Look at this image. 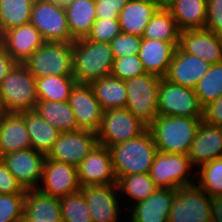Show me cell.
<instances>
[{
  "mask_svg": "<svg viewBox=\"0 0 222 222\" xmlns=\"http://www.w3.org/2000/svg\"><path fill=\"white\" fill-rule=\"evenodd\" d=\"M202 118L158 115L148 125L157 151L188 155Z\"/></svg>",
  "mask_w": 222,
  "mask_h": 222,
  "instance_id": "6da1fadb",
  "label": "cell"
},
{
  "mask_svg": "<svg viewBox=\"0 0 222 222\" xmlns=\"http://www.w3.org/2000/svg\"><path fill=\"white\" fill-rule=\"evenodd\" d=\"M114 57L110 43L88 40L73 42V77L77 83L90 84L111 74Z\"/></svg>",
  "mask_w": 222,
  "mask_h": 222,
  "instance_id": "7a4b0ae2",
  "label": "cell"
},
{
  "mask_svg": "<svg viewBox=\"0 0 222 222\" xmlns=\"http://www.w3.org/2000/svg\"><path fill=\"white\" fill-rule=\"evenodd\" d=\"M116 177L149 173L157 148L147 129L140 136L109 147Z\"/></svg>",
  "mask_w": 222,
  "mask_h": 222,
  "instance_id": "3957f363",
  "label": "cell"
},
{
  "mask_svg": "<svg viewBox=\"0 0 222 222\" xmlns=\"http://www.w3.org/2000/svg\"><path fill=\"white\" fill-rule=\"evenodd\" d=\"M3 106L7 112L34 110L38 101L36 78L17 63L0 84Z\"/></svg>",
  "mask_w": 222,
  "mask_h": 222,
  "instance_id": "277c9868",
  "label": "cell"
},
{
  "mask_svg": "<svg viewBox=\"0 0 222 222\" xmlns=\"http://www.w3.org/2000/svg\"><path fill=\"white\" fill-rule=\"evenodd\" d=\"M196 168L188 155L157 152L149 176L160 189H178L195 184Z\"/></svg>",
  "mask_w": 222,
  "mask_h": 222,
  "instance_id": "5b68a950",
  "label": "cell"
},
{
  "mask_svg": "<svg viewBox=\"0 0 222 222\" xmlns=\"http://www.w3.org/2000/svg\"><path fill=\"white\" fill-rule=\"evenodd\" d=\"M73 42H45L23 65L35 78L73 76Z\"/></svg>",
  "mask_w": 222,
  "mask_h": 222,
  "instance_id": "8992f818",
  "label": "cell"
},
{
  "mask_svg": "<svg viewBox=\"0 0 222 222\" xmlns=\"http://www.w3.org/2000/svg\"><path fill=\"white\" fill-rule=\"evenodd\" d=\"M161 77L144 73L124 81L126 108L145 125L158 116V91Z\"/></svg>",
  "mask_w": 222,
  "mask_h": 222,
  "instance_id": "52a82bcc",
  "label": "cell"
},
{
  "mask_svg": "<svg viewBox=\"0 0 222 222\" xmlns=\"http://www.w3.org/2000/svg\"><path fill=\"white\" fill-rule=\"evenodd\" d=\"M148 126L135 117L127 108L110 109L103 112L97 133L99 144L115 146L140 136Z\"/></svg>",
  "mask_w": 222,
  "mask_h": 222,
  "instance_id": "ba28073f",
  "label": "cell"
},
{
  "mask_svg": "<svg viewBox=\"0 0 222 222\" xmlns=\"http://www.w3.org/2000/svg\"><path fill=\"white\" fill-rule=\"evenodd\" d=\"M158 115L202 118L203 107L194 89L174 84L163 77L158 91Z\"/></svg>",
  "mask_w": 222,
  "mask_h": 222,
  "instance_id": "9c48e42d",
  "label": "cell"
},
{
  "mask_svg": "<svg viewBox=\"0 0 222 222\" xmlns=\"http://www.w3.org/2000/svg\"><path fill=\"white\" fill-rule=\"evenodd\" d=\"M168 222H212L211 197L196 184L176 189Z\"/></svg>",
  "mask_w": 222,
  "mask_h": 222,
  "instance_id": "30bf717a",
  "label": "cell"
},
{
  "mask_svg": "<svg viewBox=\"0 0 222 222\" xmlns=\"http://www.w3.org/2000/svg\"><path fill=\"white\" fill-rule=\"evenodd\" d=\"M30 23L41 33L45 42H74L71 37L64 6L48 0H35Z\"/></svg>",
  "mask_w": 222,
  "mask_h": 222,
  "instance_id": "8fae6325",
  "label": "cell"
},
{
  "mask_svg": "<svg viewBox=\"0 0 222 222\" xmlns=\"http://www.w3.org/2000/svg\"><path fill=\"white\" fill-rule=\"evenodd\" d=\"M81 191L91 213L92 222L126 221V212H123L125 208L120 200L117 184L84 186Z\"/></svg>",
  "mask_w": 222,
  "mask_h": 222,
  "instance_id": "7c38bea8",
  "label": "cell"
},
{
  "mask_svg": "<svg viewBox=\"0 0 222 222\" xmlns=\"http://www.w3.org/2000/svg\"><path fill=\"white\" fill-rule=\"evenodd\" d=\"M97 144V133L90 130L61 133L47 157L78 167Z\"/></svg>",
  "mask_w": 222,
  "mask_h": 222,
  "instance_id": "4fadbf2b",
  "label": "cell"
},
{
  "mask_svg": "<svg viewBox=\"0 0 222 222\" xmlns=\"http://www.w3.org/2000/svg\"><path fill=\"white\" fill-rule=\"evenodd\" d=\"M37 189L59 199L81 190L77 167L46 156L42 179Z\"/></svg>",
  "mask_w": 222,
  "mask_h": 222,
  "instance_id": "5bb4252c",
  "label": "cell"
},
{
  "mask_svg": "<svg viewBox=\"0 0 222 222\" xmlns=\"http://www.w3.org/2000/svg\"><path fill=\"white\" fill-rule=\"evenodd\" d=\"M9 172L25 190L37 189L42 179L46 155L33 148L1 156Z\"/></svg>",
  "mask_w": 222,
  "mask_h": 222,
  "instance_id": "9a60e30c",
  "label": "cell"
},
{
  "mask_svg": "<svg viewBox=\"0 0 222 222\" xmlns=\"http://www.w3.org/2000/svg\"><path fill=\"white\" fill-rule=\"evenodd\" d=\"M81 187L117 184L108 147L97 144L77 167Z\"/></svg>",
  "mask_w": 222,
  "mask_h": 222,
  "instance_id": "2e32d148",
  "label": "cell"
},
{
  "mask_svg": "<svg viewBox=\"0 0 222 222\" xmlns=\"http://www.w3.org/2000/svg\"><path fill=\"white\" fill-rule=\"evenodd\" d=\"M79 129L97 132L101 125L103 109L95 98L90 84L76 83L68 99Z\"/></svg>",
  "mask_w": 222,
  "mask_h": 222,
  "instance_id": "e0dca14e",
  "label": "cell"
},
{
  "mask_svg": "<svg viewBox=\"0 0 222 222\" xmlns=\"http://www.w3.org/2000/svg\"><path fill=\"white\" fill-rule=\"evenodd\" d=\"M44 43L41 33L31 23L13 27L0 35V45L21 64Z\"/></svg>",
  "mask_w": 222,
  "mask_h": 222,
  "instance_id": "ac0fdd59",
  "label": "cell"
},
{
  "mask_svg": "<svg viewBox=\"0 0 222 222\" xmlns=\"http://www.w3.org/2000/svg\"><path fill=\"white\" fill-rule=\"evenodd\" d=\"M178 47L211 65L222 62V36L206 29L180 31Z\"/></svg>",
  "mask_w": 222,
  "mask_h": 222,
  "instance_id": "d6986e66",
  "label": "cell"
},
{
  "mask_svg": "<svg viewBox=\"0 0 222 222\" xmlns=\"http://www.w3.org/2000/svg\"><path fill=\"white\" fill-rule=\"evenodd\" d=\"M175 197V189L158 188L146 200L132 205L126 211L128 222H168ZM127 222V221H126Z\"/></svg>",
  "mask_w": 222,
  "mask_h": 222,
  "instance_id": "ffe728a7",
  "label": "cell"
},
{
  "mask_svg": "<svg viewBox=\"0 0 222 222\" xmlns=\"http://www.w3.org/2000/svg\"><path fill=\"white\" fill-rule=\"evenodd\" d=\"M210 65L195 55L183 52L177 46L164 78L174 84L195 89L197 83L209 70Z\"/></svg>",
  "mask_w": 222,
  "mask_h": 222,
  "instance_id": "44dd1931",
  "label": "cell"
},
{
  "mask_svg": "<svg viewBox=\"0 0 222 222\" xmlns=\"http://www.w3.org/2000/svg\"><path fill=\"white\" fill-rule=\"evenodd\" d=\"M188 157L196 169L206 162L222 158V127L202 120L195 140L191 143Z\"/></svg>",
  "mask_w": 222,
  "mask_h": 222,
  "instance_id": "7402d4cb",
  "label": "cell"
},
{
  "mask_svg": "<svg viewBox=\"0 0 222 222\" xmlns=\"http://www.w3.org/2000/svg\"><path fill=\"white\" fill-rule=\"evenodd\" d=\"M179 42L142 38L139 59L146 73L165 77Z\"/></svg>",
  "mask_w": 222,
  "mask_h": 222,
  "instance_id": "603a6c76",
  "label": "cell"
},
{
  "mask_svg": "<svg viewBox=\"0 0 222 222\" xmlns=\"http://www.w3.org/2000/svg\"><path fill=\"white\" fill-rule=\"evenodd\" d=\"M160 7L153 0H129L119 12L121 32L142 37L145 27Z\"/></svg>",
  "mask_w": 222,
  "mask_h": 222,
  "instance_id": "cb8c5ba5",
  "label": "cell"
},
{
  "mask_svg": "<svg viewBox=\"0 0 222 222\" xmlns=\"http://www.w3.org/2000/svg\"><path fill=\"white\" fill-rule=\"evenodd\" d=\"M31 148L24 117L19 112H7L0 117V157Z\"/></svg>",
  "mask_w": 222,
  "mask_h": 222,
  "instance_id": "d4e9b609",
  "label": "cell"
},
{
  "mask_svg": "<svg viewBox=\"0 0 222 222\" xmlns=\"http://www.w3.org/2000/svg\"><path fill=\"white\" fill-rule=\"evenodd\" d=\"M22 221L62 222L60 199L38 189L26 190Z\"/></svg>",
  "mask_w": 222,
  "mask_h": 222,
  "instance_id": "484cf974",
  "label": "cell"
},
{
  "mask_svg": "<svg viewBox=\"0 0 222 222\" xmlns=\"http://www.w3.org/2000/svg\"><path fill=\"white\" fill-rule=\"evenodd\" d=\"M180 31L204 29L207 0H173L166 6Z\"/></svg>",
  "mask_w": 222,
  "mask_h": 222,
  "instance_id": "4316f807",
  "label": "cell"
},
{
  "mask_svg": "<svg viewBox=\"0 0 222 222\" xmlns=\"http://www.w3.org/2000/svg\"><path fill=\"white\" fill-rule=\"evenodd\" d=\"M20 113L24 117L31 148L47 156L61 132L44 120L35 110Z\"/></svg>",
  "mask_w": 222,
  "mask_h": 222,
  "instance_id": "83f0119b",
  "label": "cell"
},
{
  "mask_svg": "<svg viewBox=\"0 0 222 222\" xmlns=\"http://www.w3.org/2000/svg\"><path fill=\"white\" fill-rule=\"evenodd\" d=\"M94 0H74L65 6L68 28L74 40L87 37L96 17Z\"/></svg>",
  "mask_w": 222,
  "mask_h": 222,
  "instance_id": "f1b7e54d",
  "label": "cell"
},
{
  "mask_svg": "<svg viewBox=\"0 0 222 222\" xmlns=\"http://www.w3.org/2000/svg\"><path fill=\"white\" fill-rule=\"evenodd\" d=\"M116 179L120 198L122 203L124 202V208H126L124 212H126L132 205L146 200L158 189L149 176V173L132 174L129 176L116 177Z\"/></svg>",
  "mask_w": 222,
  "mask_h": 222,
  "instance_id": "f546056e",
  "label": "cell"
},
{
  "mask_svg": "<svg viewBox=\"0 0 222 222\" xmlns=\"http://www.w3.org/2000/svg\"><path fill=\"white\" fill-rule=\"evenodd\" d=\"M103 111L126 108L127 89L124 81L108 75L90 83Z\"/></svg>",
  "mask_w": 222,
  "mask_h": 222,
  "instance_id": "4dcf8cb0",
  "label": "cell"
},
{
  "mask_svg": "<svg viewBox=\"0 0 222 222\" xmlns=\"http://www.w3.org/2000/svg\"><path fill=\"white\" fill-rule=\"evenodd\" d=\"M34 110L61 133L79 130L68 101L38 100Z\"/></svg>",
  "mask_w": 222,
  "mask_h": 222,
  "instance_id": "1f68e13d",
  "label": "cell"
},
{
  "mask_svg": "<svg viewBox=\"0 0 222 222\" xmlns=\"http://www.w3.org/2000/svg\"><path fill=\"white\" fill-rule=\"evenodd\" d=\"M76 83L73 76L50 75L36 78L38 100L68 101Z\"/></svg>",
  "mask_w": 222,
  "mask_h": 222,
  "instance_id": "d6a6232c",
  "label": "cell"
},
{
  "mask_svg": "<svg viewBox=\"0 0 222 222\" xmlns=\"http://www.w3.org/2000/svg\"><path fill=\"white\" fill-rule=\"evenodd\" d=\"M142 38L179 42L180 30L166 7H160L145 27Z\"/></svg>",
  "mask_w": 222,
  "mask_h": 222,
  "instance_id": "836d02e7",
  "label": "cell"
},
{
  "mask_svg": "<svg viewBox=\"0 0 222 222\" xmlns=\"http://www.w3.org/2000/svg\"><path fill=\"white\" fill-rule=\"evenodd\" d=\"M35 0H0V35L13 27L30 23Z\"/></svg>",
  "mask_w": 222,
  "mask_h": 222,
  "instance_id": "e575fe53",
  "label": "cell"
},
{
  "mask_svg": "<svg viewBox=\"0 0 222 222\" xmlns=\"http://www.w3.org/2000/svg\"><path fill=\"white\" fill-rule=\"evenodd\" d=\"M195 175V184L210 197L222 195V158L200 165Z\"/></svg>",
  "mask_w": 222,
  "mask_h": 222,
  "instance_id": "d590c367",
  "label": "cell"
},
{
  "mask_svg": "<svg viewBox=\"0 0 222 222\" xmlns=\"http://www.w3.org/2000/svg\"><path fill=\"white\" fill-rule=\"evenodd\" d=\"M194 90L202 107L219 98L222 95V62L210 65Z\"/></svg>",
  "mask_w": 222,
  "mask_h": 222,
  "instance_id": "8d00e7d4",
  "label": "cell"
},
{
  "mask_svg": "<svg viewBox=\"0 0 222 222\" xmlns=\"http://www.w3.org/2000/svg\"><path fill=\"white\" fill-rule=\"evenodd\" d=\"M60 206L62 222H92L81 190L60 198Z\"/></svg>",
  "mask_w": 222,
  "mask_h": 222,
  "instance_id": "74e56055",
  "label": "cell"
},
{
  "mask_svg": "<svg viewBox=\"0 0 222 222\" xmlns=\"http://www.w3.org/2000/svg\"><path fill=\"white\" fill-rule=\"evenodd\" d=\"M26 194H0V222H22Z\"/></svg>",
  "mask_w": 222,
  "mask_h": 222,
  "instance_id": "f35d334b",
  "label": "cell"
},
{
  "mask_svg": "<svg viewBox=\"0 0 222 222\" xmlns=\"http://www.w3.org/2000/svg\"><path fill=\"white\" fill-rule=\"evenodd\" d=\"M146 73L138 54L114 58L111 76L126 81Z\"/></svg>",
  "mask_w": 222,
  "mask_h": 222,
  "instance_id": "ab89813d",
  "label": "cell"
},
{
  "mask_svg": "<svg viewBox=\"0 0 222 222\" xmlns=\"http://www.w3.org/2000/svg\"><path fill=\"white\" fill-rule=\"evenodd\" d=\"M120 33L118 19H97L86 38L88 40L110 43Z\"/></svg>",
  "mask_w": 222,
  "mask_h": 222,
  "instance_id": "60d3db41",
  "label": "cell"
},
{
  "mask_svg": "<svg viewBox=\"0 0 222 222\" xmlns=\"http://www.w3.org/2000/svg\"><path fill=\"white\" fill-rule=\"evenodd\" d=\"M142 37L121 32L111 42V51L114 58L132 56L139 53Z\"/></svg>",
  "mask_w": 222,
  "mask_h": 222,
  "instance_id": "b9f144b4",
  "label": "cell"
},
{
  "mask_svg": "<svg viewBox=\"0 0 222 222\" xmlns=\"http://www.w3.org/2000/svg\"><path fill=\"white\" fill-rule=\"evenodd\" d=\"M204 29L222 36V0H207V18Z\"/></svg>",
  "mask_w": 222,
  "mask_h": 222,
  "instance_id": "7bdbcfd3",
  "label": "cell"
},
{
  "mask_svg": "<svg viewBox=\"0 0 222 222\" xmlns=\"http://www.w3.org/2000/svg\"><path fill=\"white\" fill-rule=\"evenodd\" d=\"M97 19H118L119 12L129 0H94Z\"/></svg>",
  "mask_w": 222,
  "mask_h": 222,
  "instance_id": "ee69618b",
  "label": "cell"
},
{
  "mask_svg": "<svg viewBox=\"0 0 222 222\" xmlns=\"http://www.w3.org/2000/svg\"><path fill=\"white\" fill-rule=\"evenodd\" d=\"M0 194H26V190L9 172L0 157Z\"/></svg>",
  "mask_w": 222,
  "mask_h": 222,
  "instance_id": "f6af8a7d",
  "label": "cell"
},
{
  "mask_svg": "<svg viewBox=\"0 0 222 222\" xmlns=\"http://www.w3.org/2000/svg\"><path fill=\"white\" fill-rule=\"evenodd\" d=\"M202 120L210 125L222 127V95L203 107Z\"/></svg>",
  "mask_w": 222,
  "mask_h": 222,
  "instance_id": "bcb514c9",
  "label": "cell"
},
{
  "mask_svg": "<svg viewBox=\"0 0 222 222\" xmlns=\"http://www.w3.org/2000/svg\"><path fill=\"white\" fill-rule=\"evenodd\" d=\"M16 64L12 56L0 45V84Z\"/></svg>",
  "mask_w": 222,
  "mask_h": 222,
  "instance_id": "7dc6e473",
  "label": "cell"
},
{
  "mask_svg": "<svg viewBox=\"0 0 222 222\" xmlns=\"http://www.w3.org/2000/svg\"><path fill=\"white\" fill-rule=\"evenodd\" d=\"M212 222H222V195L211 197Z\"/></svg>",
  "mask_w": 222,
  "mask_h": 222,
  "instance_id": "c3c4849f",
  "label": "cell"
},
{
  "mask_svg": "<svg viewBox=\"0 0 222 222\" xmlns=\"http://www.w3.org/2000/svg\"><path fill=\"white\" fill-rule=\"evenodd\" d=\"M48 1L65 7L66 5L72 3L74 0H48Z\"/></svg>",
  "mask_w": 222,
  "mask_h": 222,
  "instance_id": "681fc988",
  "label": "cell"
},
{
  "mask_svg": "<svg viewBox=\"0 0 222 222\" xmlns=\"http://www.w3.org/2000/svg\"><path fill=\"white\" fill-rule=\"evenodd\" d=\"M7 113V111L5 110L4 106H3V102L1 99V94H0V117L5 115Z\"/></svg>",
  "mask_w": 222,
  "mask_h": 222,
  "instance_id": "f907efd6",
  "label": "cell"
},
{
  "mask_svg": "<svg viewBox=\"0 0 222 222\" xmlns=\"http://www.w3.org/2000/svg\"><path fill=\"white\" fill-rule=\"evenodd\" d=\"M173 0H159L158 1V4L161 6V7H166L168 4H170Z\"/></svg>",
  "mask_w": 222,
  "mask_h": 222,
  "instance_id": "816d5d0a",
  "label": "cell"
},
{
  "mask_svg": "<svg viewBox=\"0 0 222 222\" xmlns=\"http://www.w3.org/2000/svg\"><path fill=\"white\" fill-rule=\"evenodd\" d=\"M22 222H49V221H22Z\"/></svg>",
  "mask_w": 222,
  "mask_h": 222,
  "instance_id": "f5cc1de1",
  "label": "cell"
}]
</instances>
